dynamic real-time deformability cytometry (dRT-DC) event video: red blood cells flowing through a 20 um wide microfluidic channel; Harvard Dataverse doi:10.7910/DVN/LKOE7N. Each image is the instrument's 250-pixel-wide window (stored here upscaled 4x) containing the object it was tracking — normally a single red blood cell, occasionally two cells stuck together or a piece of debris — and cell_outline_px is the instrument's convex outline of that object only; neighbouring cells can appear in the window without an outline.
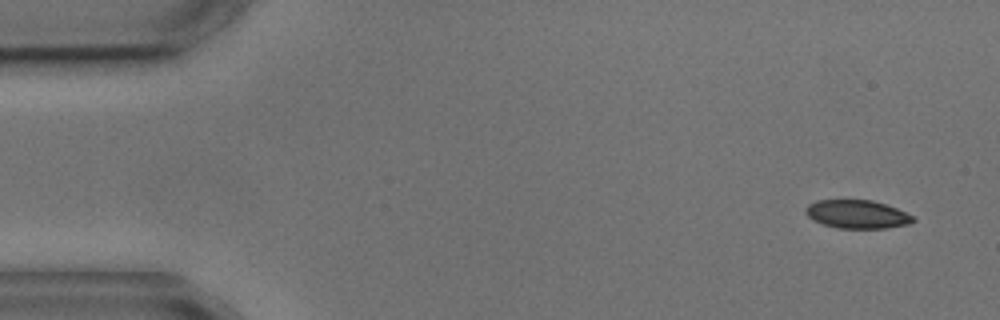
{"species": "common noctule bat (a hibernating species)", "species_latin": "Nyctalus noctula", "temperature_condition": "cold", "stored_images_in_passage": 4, "camera_frame_rate_fps": 3000, "um_per_image_px": 0.085, "animal": {"sex": "male", "body_mass_g": 17.9, "forearm_length_mm": 54.2}, "frame": {"image": 1, "passage_image": 1, "time_ms": 0.0, "image_size_px": [1000, 320], "cell_outline_px": [[916, 220], [908, 224], [884, 228], [836, 228], [812, 220], [804, 212], [804, 208], [808, 204], [816, 200], [872, 200], [896, 208], [916, 216]], "centroid_in_image_um": [72.84, 18.21], "position_along_channel_um": 12.2, "area_um2": 17.86}}
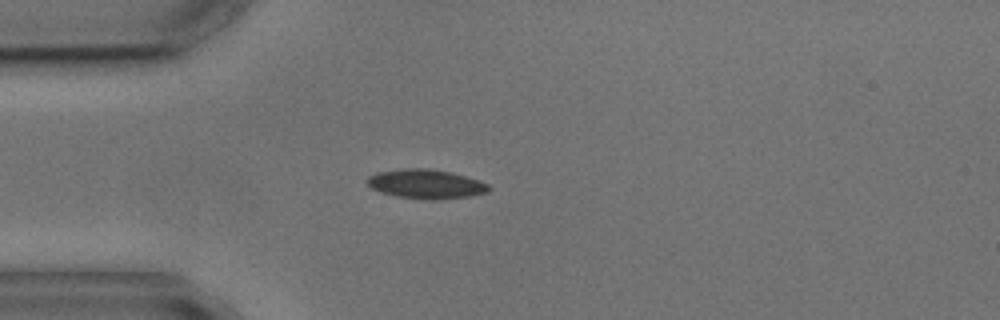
{"frame": {"image": 2, "passage_image": 4, "time_ms": 3.667, "image_size_px": [1000, 320], "cell_outline_px": [[492, 188], [488, 192], [468, 196], [432, 200], [396, 196], [372, 188], [364, 180], [368, 176], [376, 172], [404, 168], [428, 168], [448, 172], [464, 176], [488, 184]], "centroid_in_image_um": [36.17, 15.63], "position_along_channel_um": 48.8, "area_um2": 20.46}}